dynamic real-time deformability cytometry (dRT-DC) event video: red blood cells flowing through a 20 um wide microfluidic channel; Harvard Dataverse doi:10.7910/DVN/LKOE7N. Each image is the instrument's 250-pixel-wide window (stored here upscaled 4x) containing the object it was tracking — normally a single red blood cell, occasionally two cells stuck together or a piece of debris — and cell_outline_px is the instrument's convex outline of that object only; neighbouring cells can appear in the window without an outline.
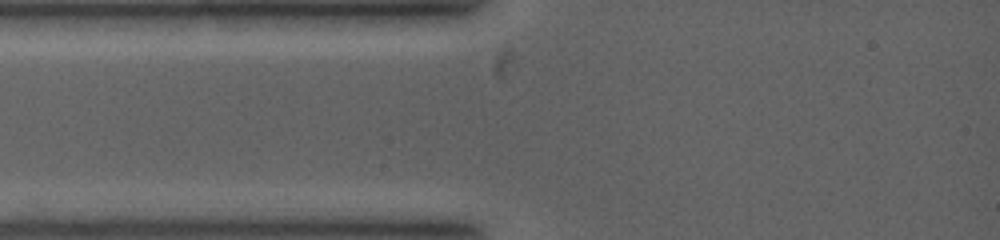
{"species": "common noctule bat (a hibernating species)", "species_latin": "Nyctalus noctula", "temperature_condition": "warm", "stored_images_in_passage": 1, "camera_frame_rate_fps": 5000, "um_per_image_px": 0.085, "animal": {"sex": "female", "body_mass_g": 19.0, "forearm_length_mm": 53.3}, "frame": {"image": 1, "passage_image": 1, "time_ms": 0.0, "image_size_px": [1000, 240], "cell_outline_px": [[540, 24], [516, 72], [512, 76], [504, 80], [496, 80], [492, 76], [484, 52], [488, 48], [524, 24], [540, 16]], "centroid_in_image_um": [43.43, 4.31], "position_along_channel_um": 41.6, "area_um2": 12.43}}